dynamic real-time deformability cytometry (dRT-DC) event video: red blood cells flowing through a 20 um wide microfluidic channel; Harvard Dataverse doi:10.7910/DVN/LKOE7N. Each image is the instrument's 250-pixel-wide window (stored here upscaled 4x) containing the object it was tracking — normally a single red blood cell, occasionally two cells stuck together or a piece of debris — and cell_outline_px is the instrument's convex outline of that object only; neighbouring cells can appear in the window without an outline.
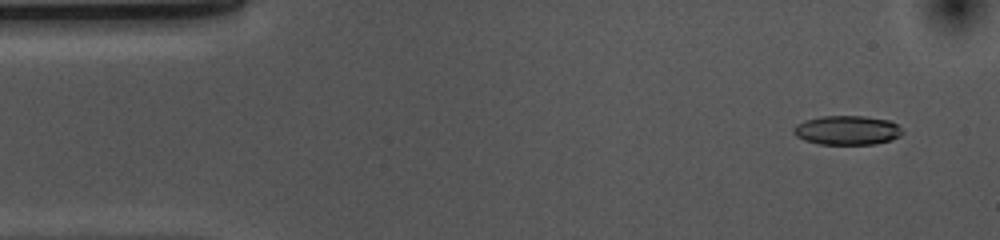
{"species": "common noctule bat (a hibernating species)", "species_latin": "Nyctalus noctula", "temperature_condition": "cold", "stored_images_in_passage": 50, "camera_frame_rate_fps": 3000, "um_per_image_px": 0.085, "animal": {"sex": "female", "body_mass_g": 10.0, "forearm_length_mm": 53.1}, "frame": {"image": 1, "passage_image": 1, "time_ms": 0.0, "image_size_px": [1000, 240], "cell_outline_px": [[904, 132], [900, 136], [892, 140], [876, 144], [820, 144], [804, 140], [796, 136], [792, 132], [792, 128], [796, 124], [804, 120], [820, 116], [864, 116], [892, 120]], "centroid_in_image_um": [72.0, 11.06], "position_along_channel_um": 13.0, "area_um2": 18.79}}
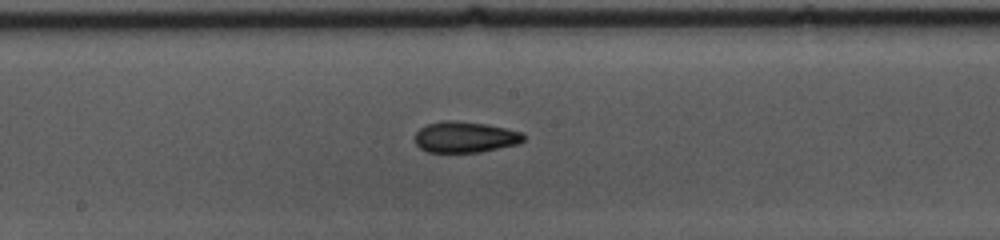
{"frame": {"image": 2, "passage_image": 24, "time_ms": 7.667, "image_size_px": [1000, 240], "cell_outline_px": [[524, 140], [516, 144], [480, 152], [428, 152], [420, 148], [416, 144], [416, 132], [420, 128], [428, 124], [444, 120], [456, 120], [488, 124], [524, 132]], "centroid_in_image_um": [39.54, 11.64], "position_along_channel_um": 208.7, "area_um2": 19.65}}
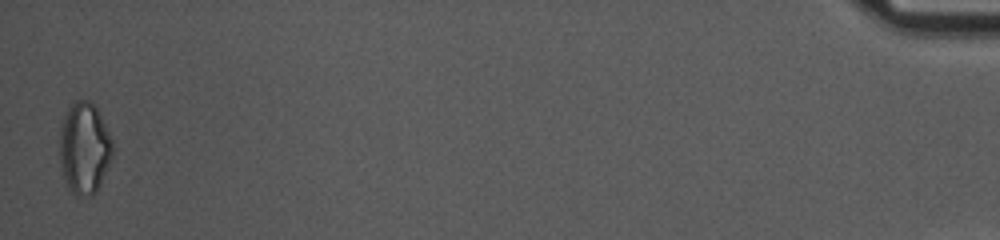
{"frame": {"image": 3, "passage_image": 50, "time_ms": 16.333, "image_size_px": [1000, 240], "cell_outline_px": [[112, 156], [100, 184], [96, 192], [92, 196], [80, 196], [72, 192], [68, 188], [60, 164], [60, 124], [68, 108], [76, 100], [88, 100], [96, 108], [112, 140]], "centroid_in_image_um": [7.15, 12.6], "position_along_channel_um": 428.0, "area_um2": 27.92}, "authors_computed_cell_mechanics": {"area_um2": 19.5942, "velocity_mm_per_s": 3.6849, "shape_relaxation_time_tau1_ms": 4.3349, "shape_relaxation_time_tau2_ms": 3.9682, "deformation_change_tau1": 0.1432, "deformation_change_tau2": 0.1123}}